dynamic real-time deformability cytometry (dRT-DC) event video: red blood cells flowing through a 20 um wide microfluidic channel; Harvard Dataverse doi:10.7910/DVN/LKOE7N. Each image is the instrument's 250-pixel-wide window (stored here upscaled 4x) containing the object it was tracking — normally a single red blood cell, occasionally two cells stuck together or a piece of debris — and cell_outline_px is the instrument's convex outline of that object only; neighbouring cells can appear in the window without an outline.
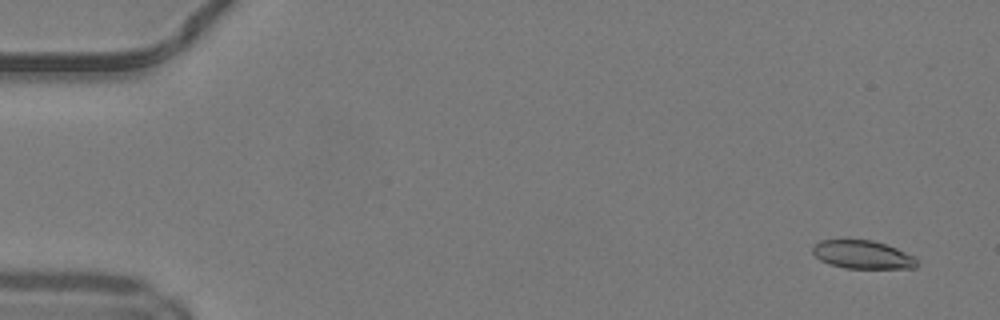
{"species": "common noctule bat (a hibernating species)", "species_latin": "Nyctalus noctula", "temperature_condition": "warm", "stored_images_in_passage": 50, "camera_frame_rate_fps": 3000, "um_per_image_px": 0.085, "animal": {"sex": "male", "body_mass_g": 19.2, "forearm_length_mm": 51.8}, "frame": {"image": 1, "passage_image": 3, "time_ms": 0.667, "image_size_px": [1000, 320], "cell_outline_px": [[916, 268], [844, 268], [828, 264], [820, 260], [812, 252], [812, 244], [820, 240], [872, 240], [896, 248], [912, 256], [916, 260]], "centroid_in_image_um": [73.25, 21.64], "position_along_channel_um": 11.8, "area_um2": 17.05}}
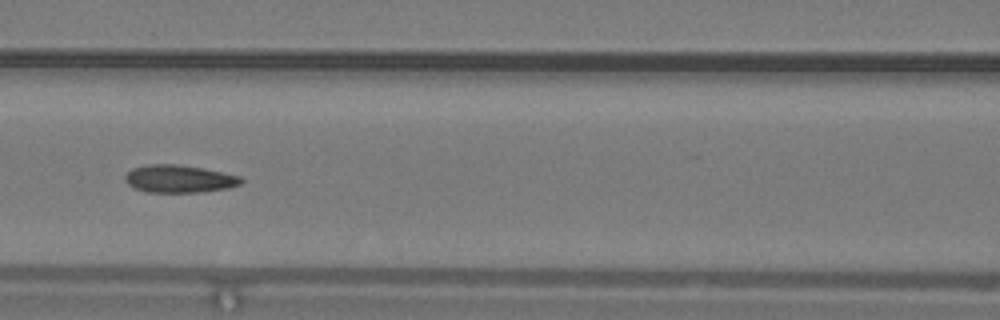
{"frame": {"image": 2, "passage_image": 23, "time_ms": 7.333, "image_size_px": [1000, 320], "cell_outline_px": [[244, 180], [240, 184], [228, 188], [196, 192], [148, 192], [136, 188], [128, 184], [124, 180], [124, 176], [132, 168], [148, 164], [176, 164], [200, 168], [240, 176]], "centroid_in_image_um": [15.2, 15.2], "position_along_channel_um": 151.4, "area_um2": 18.44}}
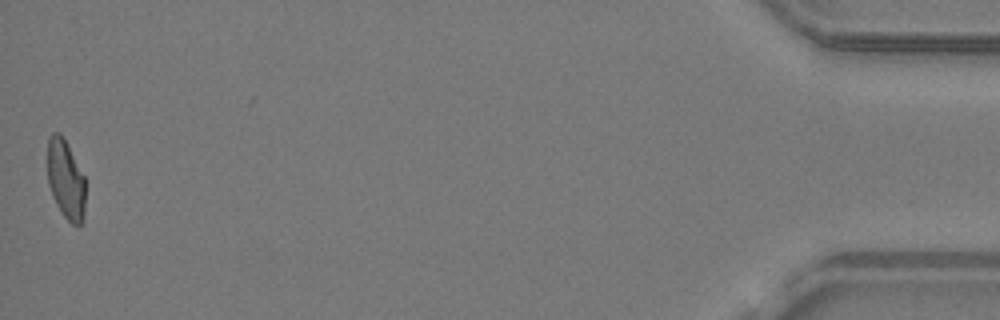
{"frame": {"image": 3, "passage_image": 50, "time_ms": 16.333, "image_size_px": [1000, 320], "cell_outline_px": [[84, 220], [80, 224], [72, 224], [60, 212], [52, 196], [48, 184], [48, 136], [52, 132], [60, 132], [84, 176]], "centroid_in_image_um": [5.57, 15.27], "position_along_channel_um": 429.6, "area_um2": 17.34}, "authors_computed_cell_mechanics": {"area_um2": 18.3226, "velocity_mm_per_s": 4.1565, "shape_relaxation_time_tau1_ms": 7.6673, "shape_relaxation_time_tau2_ms": 1.9527, "deformation_change_tau1": 0.211, "deformation_change_tau2": 0.0935}}